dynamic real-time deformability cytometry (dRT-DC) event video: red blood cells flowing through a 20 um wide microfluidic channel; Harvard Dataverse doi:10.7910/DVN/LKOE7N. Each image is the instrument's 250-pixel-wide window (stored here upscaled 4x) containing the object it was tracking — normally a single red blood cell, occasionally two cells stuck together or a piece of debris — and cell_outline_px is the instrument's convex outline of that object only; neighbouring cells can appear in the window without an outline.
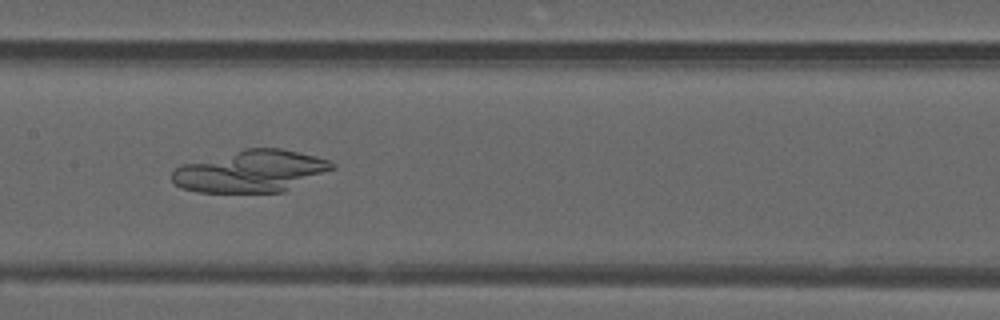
{"species": "common noctule bat (a hibernating species)", "species_latin": "Nyctalus noctula", "temperature_condition": "warm", "stored_images_in_passage": 47, "camera_frame_rate_fps": 3000, "um_per_image_px": 0.085, "animal": {"sex": "male", "forearm_length_mm": 52.5}, "frame": {"image": 1, "passage_image": 25, "time_ms": 8.0, "image_size_px": [1000, 320], "cell_outline_px": [[336, 168], [280, 192], [196, 192], [180, 188], [172, 180], [172, 172], [176, 168], [184, 164], [244, 148], [280, 148], [316, 156], [328, 160], [336, 164]], "centroid_in_image_um": [21.31, 14.55], "position_along_channel_um": 186.1, "area_um2": 38.73}}
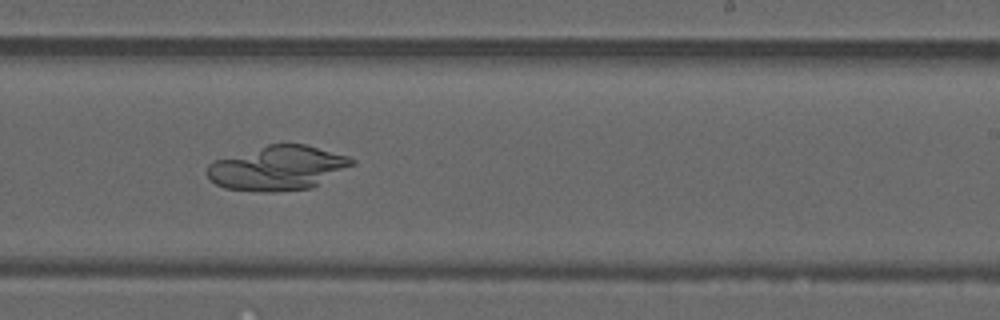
{"frame": {"image": 2, "passage_image": 31, "time_ms": 10.0, "image_size_px": [1000, 320], "cell_outline_px": [[356, 164], [312, 188], [272, 192], [264, 192], [224, 188], [216, 184], [208, 176], [208, 164], [212, 160], [268, 144], [304, 144], [348, 156], [356, 160]], "centroid_in_image_um": [23.62, 14.28], "position_along_channel_um": 265.4, "area_um2": 37.57}}
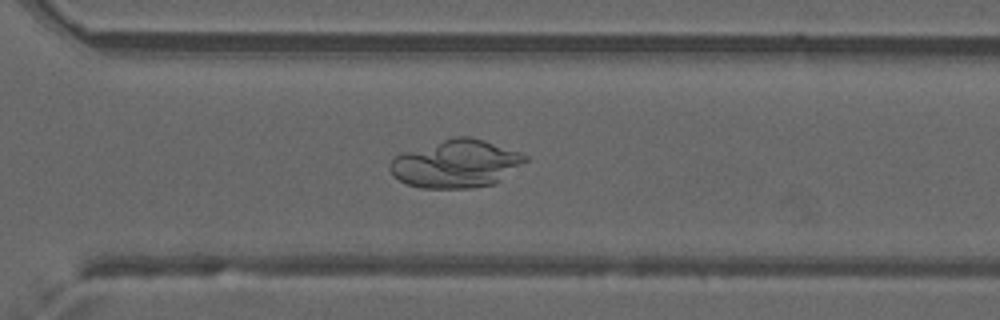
{"frame": {"image": 3, "passage_image": 36, "time_ms": 11.667, "image_size_px": [1000, 320], "cell_outline_px": [[528, 160], [496, 184], [472, 188], [420, 188], [408, 184], [392, 176], [388, 168], [388, 164], [396, 156], [404, 152], [456, 136], [468, 136], [484, 140], [520, 152], [528, 156]], "centroid_in_image_um": [38.78, 13.94], "position_along_channel_um": 331.8, "area_um2": 37.69}}